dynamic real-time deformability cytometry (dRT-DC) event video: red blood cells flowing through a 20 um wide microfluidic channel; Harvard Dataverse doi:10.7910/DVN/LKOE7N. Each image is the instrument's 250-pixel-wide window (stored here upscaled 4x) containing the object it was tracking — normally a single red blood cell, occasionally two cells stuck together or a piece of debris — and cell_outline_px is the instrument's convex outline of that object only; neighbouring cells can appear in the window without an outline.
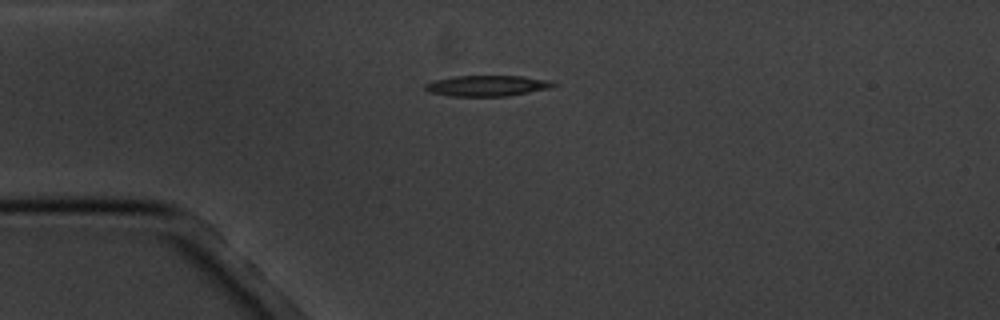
{"species": "common noctule bat (a hibernating species)", "species_latin": "Nyctalus noctula", "temperature_condition": "cold", "stored_images_in_passage": 5, "camera_frame_rate_fps": 3000, "um_per_image_px": 0.085, "animal": {"sex": "male", "body_mass_g": 20.1, "forearm_length_mm": 53.5}, "frame": {"image": 1, "passage_image": 1, "time_ms": 0.0, "image_size_px": [1000, 320], "cell_outline_px": [[560, 84], [548, 88], [508, 96], [452, 96], [428, 92], [424, 88], [424, 84], [436, 80], [452, 76], [520, 76], [552, 80]], "centroid_in_image_um": [41.42, 7.28], "position_along_channel_um": 43.6, "area_um2": 15.55}}
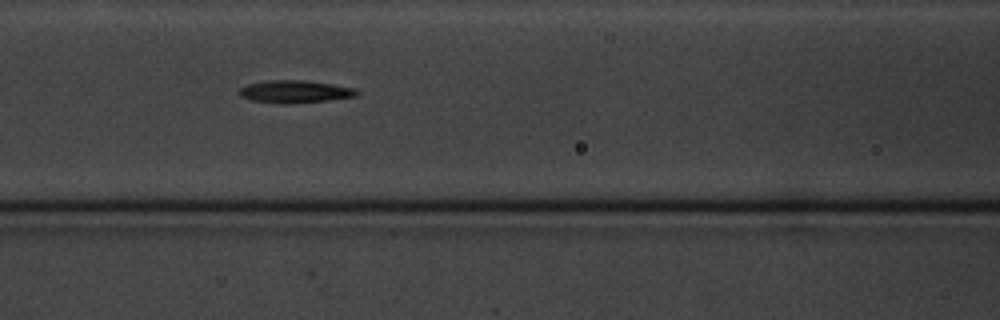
{"frame": {"image": 2, "passage_image": 4, "time_ms": 3.333, "image_size_px": [1000, 320], "cell_outline_px": [[360, 92], [356, 96], [328, 100], [252, 100], [240, 96], [236, 92], [240, 88], [248, 84], [268, 80], [304, 80], [332, 84], [356, 88]], "centroid_in_image_um": [25.1, 7.72], "position_along_channel_um": 141.5, "area_um2": 14.33}}
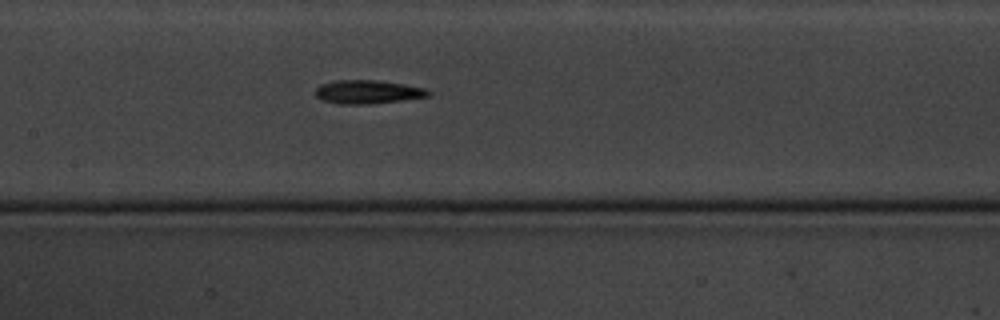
{"frame": {"image": 3, "passage_image": 5, "time_ms": 4.333, "image_size_px": [1000, 320], "cell_outline_px": [[432, 92], [428, 96], [400, 100], [368, 104], [340, 104], [320, 100], [316, 96], [316, 88], [320, 84], [340, 80], [380, 80], [404, 84], [424, 88]], "centroid_in_image_um": [31.23, 7.81], "position_along_channel_um": 176.2, "area_um2": 15.43}}